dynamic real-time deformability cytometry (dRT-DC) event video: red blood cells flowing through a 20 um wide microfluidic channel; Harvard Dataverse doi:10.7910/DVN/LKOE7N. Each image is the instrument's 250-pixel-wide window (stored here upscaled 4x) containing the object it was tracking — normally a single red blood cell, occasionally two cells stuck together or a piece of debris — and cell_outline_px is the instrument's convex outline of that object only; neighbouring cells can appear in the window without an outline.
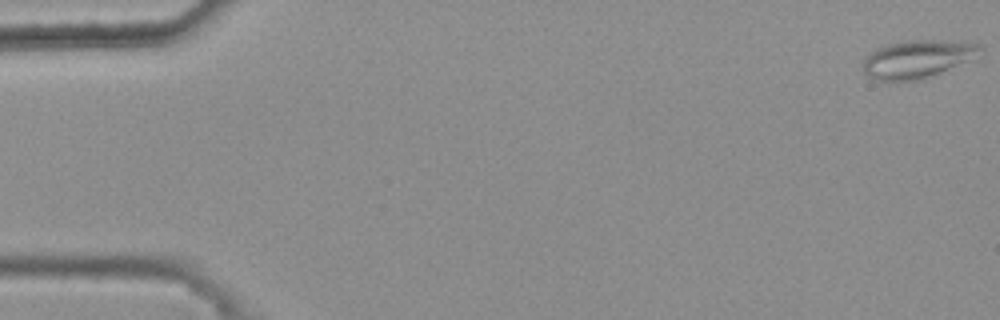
{"species": "common noctule bat (a hibernating species)", "species_latin": "Nyctalus noctula", "temperature_condition": "warm", "stored_images_in_passage": 50, "camera_frame_rate_fps": 3000, "um_per_image_px": 0.085, "animal": {"sex": "female", "body_mass_g": 25.1}, "frame": {"image": 1, "passage_image": 1, "time_ms": 0.0, "image_size_px": [1000, 320], "cell_outline_px": [[984, 48], [964, 60], [940, 72], [920, 80], [872, 80], [864, 72], [864, 56], [876, 48], [888, 44], [908, 40], [940, 40], [980, 44]], "centroid_in_image_um": [77.85, 5.01], "position_along_channel_um": 7.1, "area_um2": 25.09}}
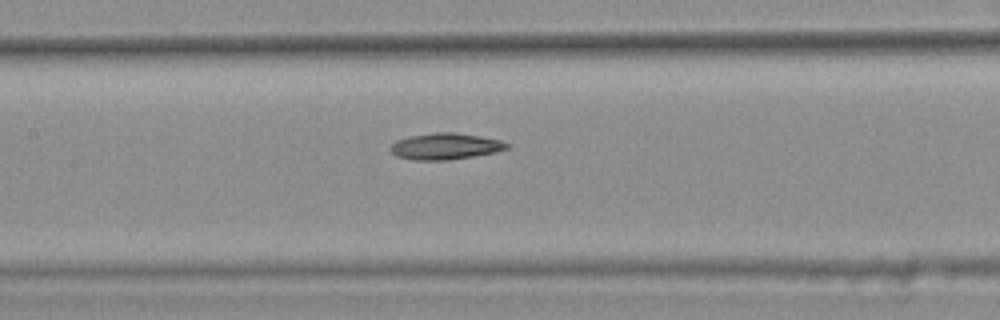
{"frame": {"image": 2, "passage_image": 26, "time_ms": 8.333, "image_size_px": [1000, 320], "cell_outline_px": [[508, 148], [496, 152], [448, 160], [412, 160], [396, 156], [388, 148], [396, 140], [408, 136], [432, 132], [456, 132], [480, 136], [500, 140], [508, 144]], "centroid_in_image_um": [37.8, 12.43], "position_along_channel_um": 169.6, "area_um2": 17.98}}
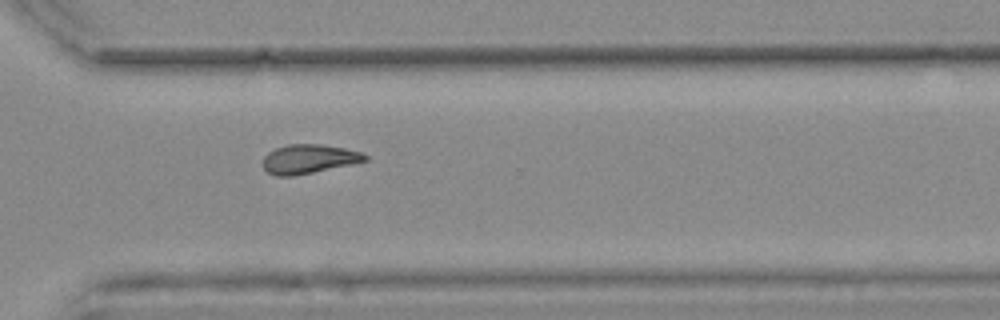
{"frame": {"image": 3, "passage_image": 40, "time_ms": 13.0, "image_size_px": [1000, 320], "cell_outline_px": [[368, 160], [352, 164], [292, 176], [276, 176], [268, 172], [264, 168], [264, 156], [268, 152], [276, 148], [288, 144], [320, 144], [344, 148], [360, 152], [368, 156]], "centroid_in_image_um": [26.25, 13.51], "position_along_channel_um": 344.4, "area_um2": 17.11}}